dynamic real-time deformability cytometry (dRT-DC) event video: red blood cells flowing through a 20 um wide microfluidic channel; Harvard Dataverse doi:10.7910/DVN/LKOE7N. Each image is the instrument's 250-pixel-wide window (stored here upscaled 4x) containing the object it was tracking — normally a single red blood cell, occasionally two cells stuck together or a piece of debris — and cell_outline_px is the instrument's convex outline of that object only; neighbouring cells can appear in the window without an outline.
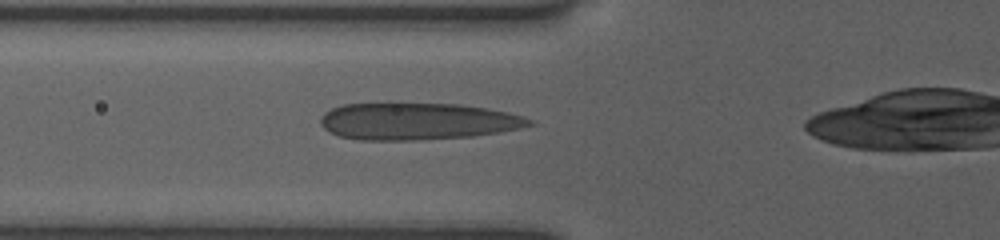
{"species": "human", "species_latin": "Homo sapiens", "temperature_condition": "room temperature", "stored_images_in_passage": 41, "camera_frame_rate_fps": 3000, "um_per_image_px": 0.085, "donor": {"sex": "female"}, "frame": {"image": 1, "passage_image": 14, "time_ms": 4.333, "image_size_px": [1000, 240], "cell_outline_px": [[536, 124], [520, 128], [500, 132], [472, 136], [416, 140], [360, 140], [340, 136], [324, 128], [320, 124], [320, 116], [324, 112], [332, 108], [344, 104], [388, 100], [460, 104], [488, 108], [508, 112], [524, 116], [536, 120]], "centroid_in_image_um": [35.48, 10.26], "position_along_channel_um": 90.3, "area_um2": 46.7}}
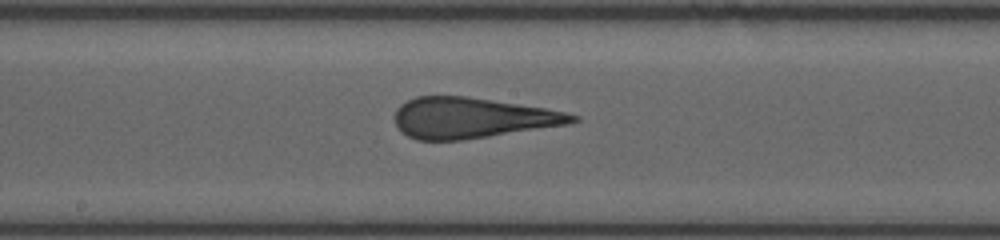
{"frame": {"image": 2, "passage_image": 23, "time_ms": 7.333, "image_size_px": [1000, 240], "cell_outline_px": [[580, 120], [568, 124], [488, 136], [460, 140], [416, 140], [400, 132], [396, 128], [392, 116], [396, 108], [400, 104], [416, 96], [468, 96], [544, 108], [564, 112], [580, 116]], "centroid_in_image_um": [40.03, 10.02], "position_along_channel_um": 208.2, "area_um2": 42.14}}
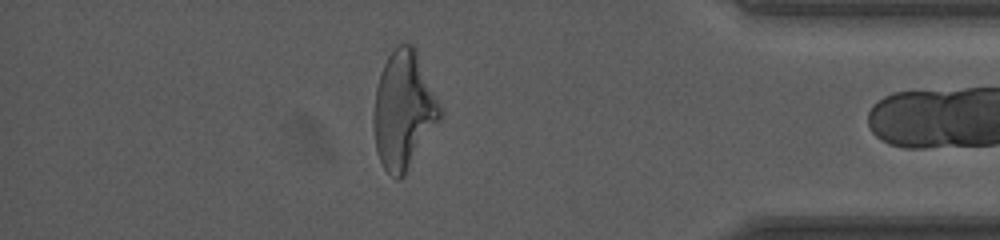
{"frame": {"image": 3, "passage_image": 40, "time_ms": 13.0, "image_size_px": [1000, 240], "cell_outline_px": [[444, 112], [440, 120], [404, 176], [400, 180], [396, 180], [384, 168], [376, 152], [372, 120], [372, 116], [376, 88], [384, 64], [388, 56], [400, 44], [412, 44], [416, 48]], "centroid_in_image_um": [34.31, 9.39], "position_along_channel_um": 400.9, "area_um2": 45.72}}